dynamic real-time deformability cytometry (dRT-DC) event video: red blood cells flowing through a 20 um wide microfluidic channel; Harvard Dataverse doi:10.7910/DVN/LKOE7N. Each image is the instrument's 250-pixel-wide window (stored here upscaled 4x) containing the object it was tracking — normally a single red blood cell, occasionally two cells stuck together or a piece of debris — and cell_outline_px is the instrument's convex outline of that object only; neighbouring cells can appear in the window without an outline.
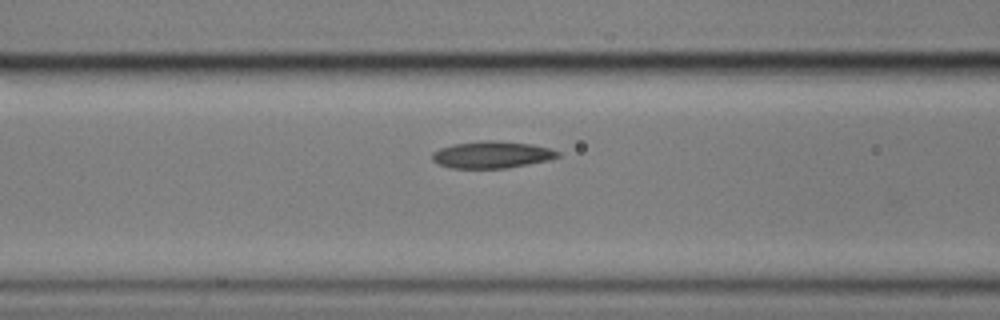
{"species": "common noctule bat (a hibernating species)", "species_latin": "Nyctalus noctula", "temperature_condition": "cold", "stored_images_in_passage": 4, "segment_of_instrument_passage": [1, 2], "camera_frame_rate_fps": 3000, "um_per_image_px": 0.085, "animal": {"sex": "male", "body_mass_g": 17.9}, "frame": {"image": 1, "passage_image": 3, "time_ms": 0.667, "image_size_px": [1000, 320], "cell_outline_px": [[560, 156], [548, 160], [528, 164], [504, 168], [448, 168], [436, 164], [432, 160], [432, 152], [440, 148], [452, 144], [488, 140], [496, 140], [532, 144], [548, 148], [560, 152]], "centroid_in_image_um": [41.76, 13.15], "position_along_channel_um": 124.8, "area_um2": 19.77}}